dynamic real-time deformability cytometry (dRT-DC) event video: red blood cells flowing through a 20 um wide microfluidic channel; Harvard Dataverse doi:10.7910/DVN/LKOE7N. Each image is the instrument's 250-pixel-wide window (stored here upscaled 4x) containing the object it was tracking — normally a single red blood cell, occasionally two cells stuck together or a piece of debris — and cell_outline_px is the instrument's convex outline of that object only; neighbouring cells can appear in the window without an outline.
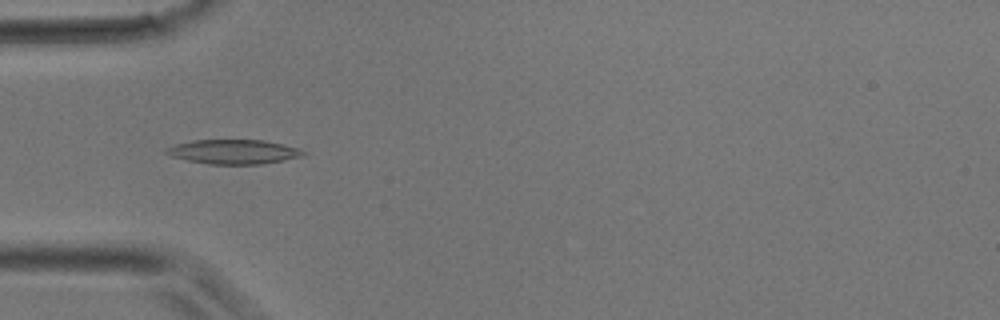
{"species": "common noctule bat (a hibernating species)", "species_latin": "Nyctalus noctula", "temperature_condition": "room temperature", "stored_images_in_passage": 38, "camera_frame_rate_fps": 3000, "um_per_image_px": 0.085, "animal": {"sex": "male", "body_mass_g": 17.9}, "frame": {"image": 1, "passage_image": 12, "time_ms": 3.667, "image_size_px": [1000, 320], "cell_outline_px": [[308, 152], [304, 156], [284, 160], [260, 164], [208, 164], [188, 160], [172, 156], [164, 152], [164, 148], [176, 144], [192, 140], [264, 140], [300, 148]], "centroid_in_image_um": [19.88, 12.89], "position_along_channel_um": 65.1, "area_um2": 19.54}}
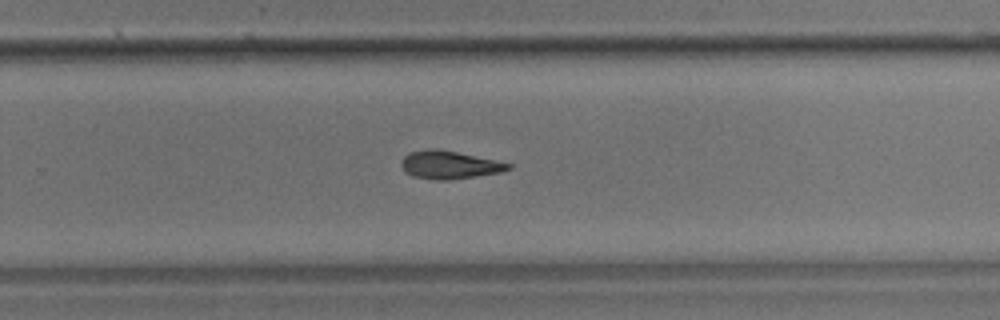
{"frame": {"image": 2, "passage_image": 25, "time_ms": 8.0, "image_size_px": [1000, 320], "cell_outline_px": [[512, 168], [500, 172], [448, 180], [436, 180], [412, 176], [404, 172], [400, 164], [400, 160], [408, 152], [428, 148], [436, 148], [496, 160], [512, 164]], "centroid_in_image_um": [38.13, 14.0], "position_along_channel_um": 291.7, "area_um2": 17.51}}
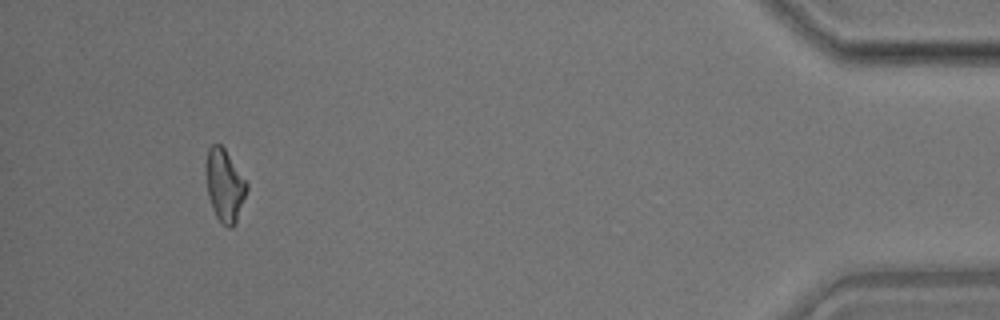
{"frame": {"image": 3, "passage_image": 36, "time_ms": 11.667, "image_size_px": [1000, 320], "cell_outline_px": [[248, 188], [236, 224], [232, 228], [228, 228], [216, 216], [212, 208], [208, 196], [204, 164], [208, 148], [212, 144], [220, 144], [224, 148], [248, 184]], "centroid_in_image_um": [19.07, 15.75], "position_along_channel_um": 416.1, "area_um2": 17.34}}